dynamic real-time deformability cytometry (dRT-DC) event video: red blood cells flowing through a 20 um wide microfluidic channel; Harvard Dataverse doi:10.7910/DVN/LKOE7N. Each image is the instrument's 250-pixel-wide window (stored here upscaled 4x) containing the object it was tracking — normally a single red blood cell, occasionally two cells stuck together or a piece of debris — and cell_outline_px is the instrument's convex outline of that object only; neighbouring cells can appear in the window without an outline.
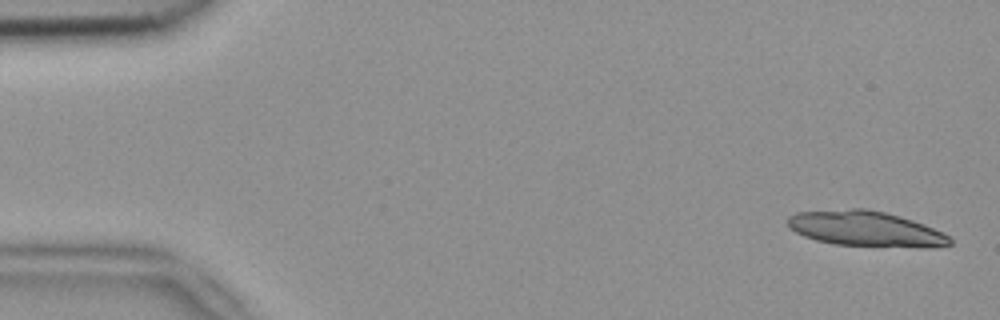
{"species": "common noctule bat (a hibernating species)", "species_latin": "Nyctalus noctula", "temperature_condition": "room temperature", "stored_images_in_passage": 5, "camera_frame_rate_fps": 3000, "um_per_image_px": 0.085, "animal": {"sex": "female", "body_mass_g": 18.4}, "frame": {"image": 1, "passage_image": 1, "time_ms": 0.0, "image_size_px": [1000, 320], "cell_outline_px": [[952, 244], [932, 248], [920, 248], [832, 244], [816, 240], [804, 236], [796, 232], [788, 224], [788, 216], [796, 212], [852, 208], [864, 208], [884, 212], [900, 216], [924, 224], [944, 232], [952, 240]], "centroid_in_image_um": [73.63, 19.45], "position_along_channel_um": 11.4, "area_um2": 33.58}}